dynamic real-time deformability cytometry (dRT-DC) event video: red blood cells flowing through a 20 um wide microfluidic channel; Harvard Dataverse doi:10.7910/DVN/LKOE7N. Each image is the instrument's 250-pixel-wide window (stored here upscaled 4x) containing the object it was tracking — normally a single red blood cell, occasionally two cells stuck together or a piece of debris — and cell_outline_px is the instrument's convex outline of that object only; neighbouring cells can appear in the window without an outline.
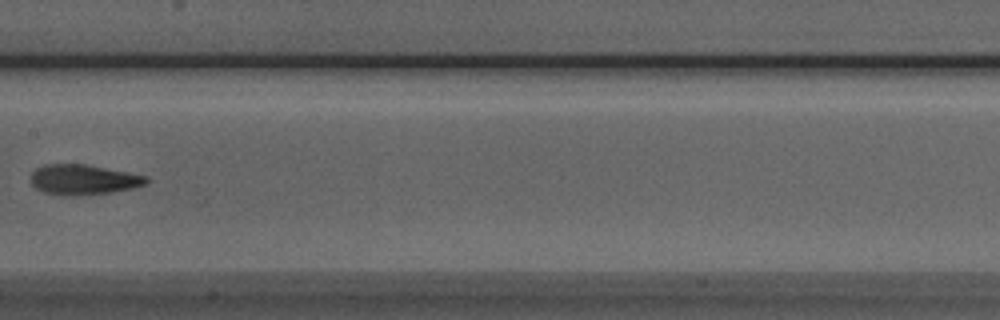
{"species": "Egyptian fruit bat (a non-hibernating species)", "species_latin": "Rousettus aegyptiacus", "temperature_condition": "room temperature", "stored_images_in_passage": 9, "camera_frame_rate_fps": 3000, "um_per_image_px": 0.085, "animal": {"sex": "male"}, "frame": {"image": 1, "passage_image": 8, "time_ms": 9.0, "image_size_px": [1000, 320], "cell_outline_px": [[148, 184], [136, 188], [112, 192], [76, 196], [60, 196], [44, 192], [36, 188], [32, 184], [32, 172], [36, 168], [44, 164], [84, 164], [128, 172], [148, 176]], "centroid_in_image_um": [7.12, 15.28], "position_along_channel_um": 200.3, "area_um2": 20.52}}
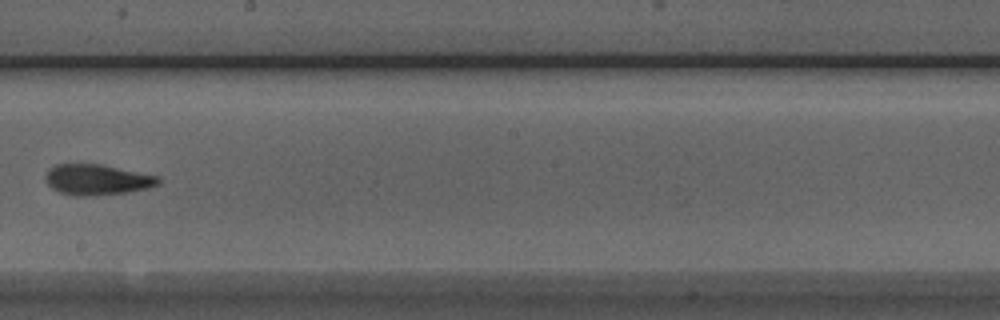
{"frame": {"image": 2, "passage_image": 9, "time_ms": 10.0, "image_size_px": [1000, 320], "cell_outline_px": [[160, 184], [148, 188], [124, 192], [88, 196], [72, 196], [60, 192], [52, 188], [48, 184], [44, 176], [48, 168], [56, 164], [100, 164], [160, 176]], "centroid_in_image_um": [8.23, 15.26], "position_along_channel_um": 240.0, "area_um2": 20.17}}